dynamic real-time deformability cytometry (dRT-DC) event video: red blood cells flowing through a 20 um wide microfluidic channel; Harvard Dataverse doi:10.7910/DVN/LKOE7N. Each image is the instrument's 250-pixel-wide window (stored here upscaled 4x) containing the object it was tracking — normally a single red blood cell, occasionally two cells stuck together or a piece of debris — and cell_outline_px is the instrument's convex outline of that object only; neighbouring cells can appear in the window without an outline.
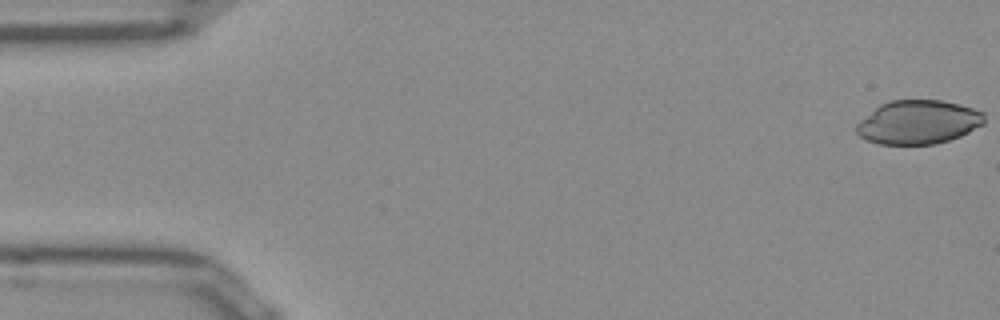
{"species": "Egyptian fruit bat (a non-hibernating species)", "species_latin": "Rousettus aegyptiacus", "temperature_condition": "room temperature", "stored_images_in_passage": 6, "camera_frame_rate_fps": 3000, "um_per_image_px": 0.085, "frame": {"image": 1, "passage_image": 1, "time_ms": 0.0, "image_size_px": [1000, 320], "cell_outline_px": [[984, 124], [960, 136], [936, 144], [880, 144], [868, 140], [860, 136], [856, 132], [856, 124], [860, 120], [880, 104], [888, 100], [940, 100], [960, 104], [984, 112]], "centroid_in_image_um": [78.05, 10.38], "position_along_channel_um": 6.9, "area_um2": 32.6}}